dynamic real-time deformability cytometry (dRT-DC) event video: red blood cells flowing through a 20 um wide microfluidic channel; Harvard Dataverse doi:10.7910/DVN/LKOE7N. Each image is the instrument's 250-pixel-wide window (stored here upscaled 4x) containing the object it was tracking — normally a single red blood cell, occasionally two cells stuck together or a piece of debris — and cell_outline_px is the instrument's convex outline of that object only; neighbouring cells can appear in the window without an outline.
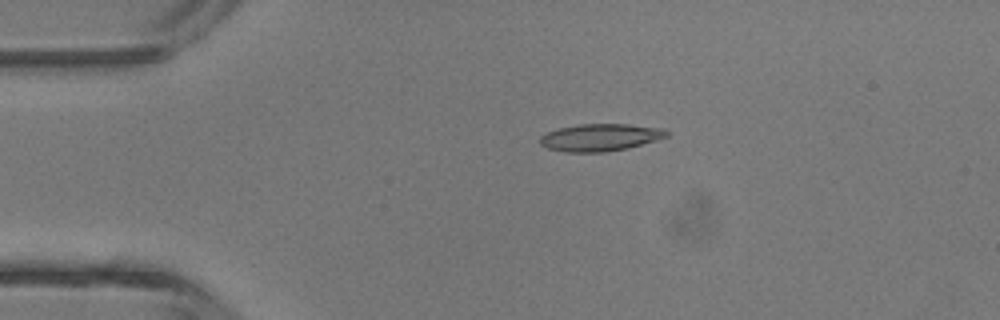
{"species": "common noctule bat (a hibernating species)", "species_latin": "Nyctalus noctula", "temperature_condition": "room temperature", "stored_images_in_passage": 4, "camera_frame_rate_fps": 3000, "um_per_image_px": 0.085, "animal": {"sex": "male", "body_mass_g": 13.3}, "frame": {"image": 1, "passage_image": 3, "time_ms": 2.333, "image_size_px": [1000, 320], "cell_outline_px": [[668, 136], [656, 140], [628, 148], [604, 152], [564, 152], [548, 148], [540, 144], [540, 136], [548, 132], [560, 128], [580, 124], [628, 124], [664, 128], [668, 132]], "centroid_in_image_um": [51.03, 11.68], "position_along_channel_um": 34.0, "area_um2": 20.06}}